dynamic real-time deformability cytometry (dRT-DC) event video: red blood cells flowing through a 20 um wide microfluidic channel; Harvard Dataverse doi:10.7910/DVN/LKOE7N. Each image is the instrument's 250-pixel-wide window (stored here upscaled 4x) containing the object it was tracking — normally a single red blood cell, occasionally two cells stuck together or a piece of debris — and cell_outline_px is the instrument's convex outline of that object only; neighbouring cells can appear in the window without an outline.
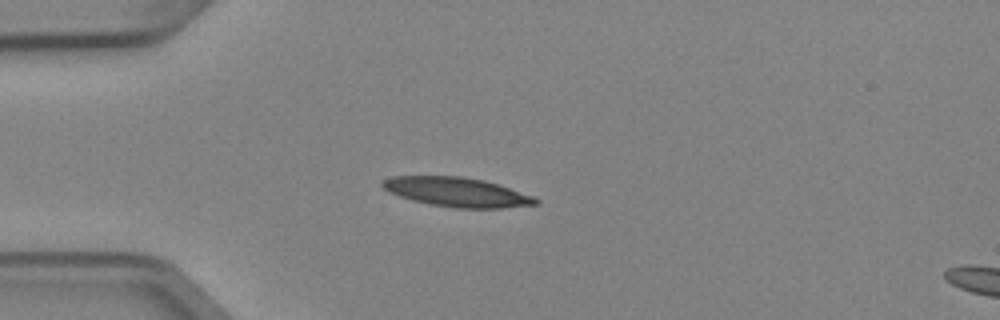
{"species": "Egyptian fruit bat (a non-hibernating species)", "species_latin": "Rousettus aegyptiacus", "temperature_condition": "cold", "stored_images_in_passage": 3, "camera_frame_rate_fps": 3000, "um_per_image_px": 0.085, "animal": {"sex": "female"}, "frame": {"image": 1, "passage_image": 3, "time_ms": 0.667, "image_size_px": [1000, 320], "cell_outline_px": [[540, 204], [504, 208], [452, 208], [428, 204], [412, 200], [388, 192], [380, 184], [384, 180], [392, 176], [460, 176], [484, 180], [500, 184], [536, 196], [540, 200]], "centroid_in_image_um": [38.91, 16.33], "position_along_channel_um": 46.1, "area_um2": 26.59}}